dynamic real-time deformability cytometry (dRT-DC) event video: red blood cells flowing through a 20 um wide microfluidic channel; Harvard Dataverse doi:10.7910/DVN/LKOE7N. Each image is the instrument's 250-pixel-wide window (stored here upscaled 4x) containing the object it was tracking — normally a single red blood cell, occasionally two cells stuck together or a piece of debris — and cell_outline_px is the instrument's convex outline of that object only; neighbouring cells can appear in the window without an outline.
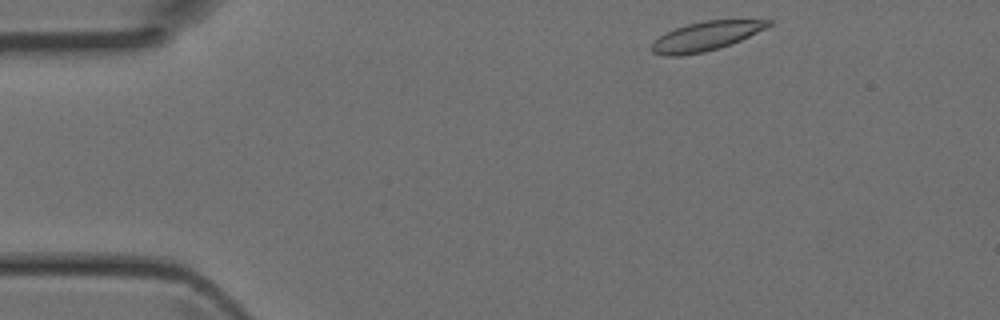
{"species": "Egyptian fruit bat (a non-hibernating species)", "species_latin": "Rousettus aegyptiacus", "temperature_condition": "room temperature", "stored_images_in_passage": 3, "camera_frame_rate_fps": 3000, "um_per_image_px": 0.085, "animal": {"sex": "female"}, "frame": {"image": 1, "passage_image": 1, "time_ms": 0.0, "image_size_px": [1000, 320], "cell_outline_px": [[776, 20], [772, 24], [732, 44], [720, 48], [704, 52], [680, 56], [664, 56], [652, 52], [652, 40], [676, 28], [688, 24], [704, 20]], "centroid_in_image_um": [59.97, 3.08], "position_along_channel_um": 25.0, "area_um2": 19.65}}